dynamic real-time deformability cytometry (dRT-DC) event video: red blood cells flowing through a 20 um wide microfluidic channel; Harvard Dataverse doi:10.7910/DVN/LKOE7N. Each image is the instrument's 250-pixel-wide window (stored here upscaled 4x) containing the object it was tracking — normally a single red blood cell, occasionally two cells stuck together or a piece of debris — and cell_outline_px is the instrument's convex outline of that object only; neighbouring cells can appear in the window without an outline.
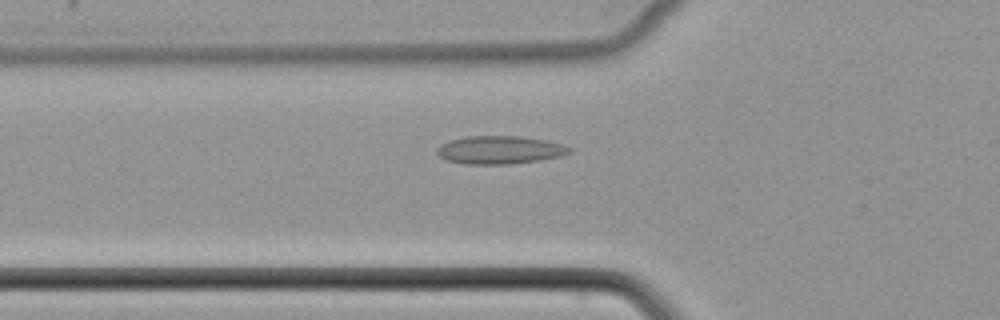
{"species": "common noctule bat (a hibernating species)", "species_latin": "Nyctalus noctula", "temperature_condition": "cold", "stored_images_in_passage": 35, "camera_frame_rate_fps": 3000, "um_per_image_px": 0.085, "animal": {"sex": "female", "body_mass_g": 22.7, "forearm_length_mm": 54.2}, "frame": {"image": 1, "passage_image": 4, "time_ms": 1.0, "image_size_px": [1000, 320], "cell_outline_px": [[572, 152], [560, 156], [540, 160], [508, 164], [464, 164], [448, 160], [440, 156], [436, 152], [436, 148], [440, 144], [448, 140], [464, 136], [520, 136], [544, 140], [564, 144], [572, 148]], "centroid_in_image_um": [42.47, 12.73], "position_along_channel_um": 83.3, "area_um2": 21.79}}
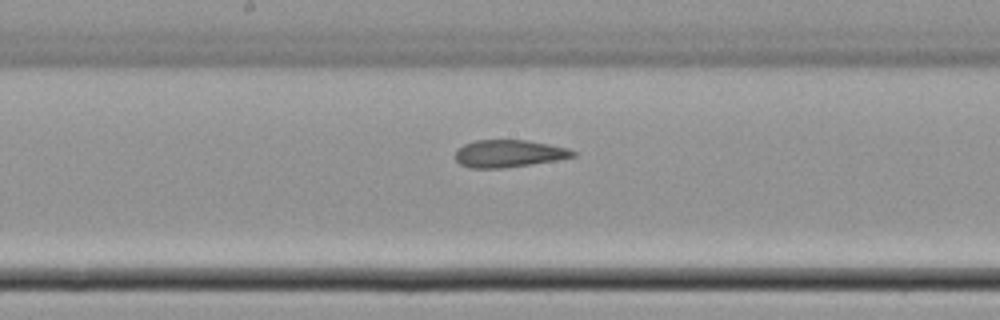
{"frame": {"image": 2, "passage_image": 13, "time_ms": 4.0, "image_size_px": [1000, 320], "cell_outline_px": [[576, 156], [556, 160], [532, 164], [504, 168], [468, 168], [460, 164], [456, 160], [456, 152], [464, 144], [476, 140], [528, 140], [568, 148], [576, 152]], "centroid_in_image_um": [43.26, 13.05], "position_along_channel_um": 204.9, "area_um2": 18.73}}
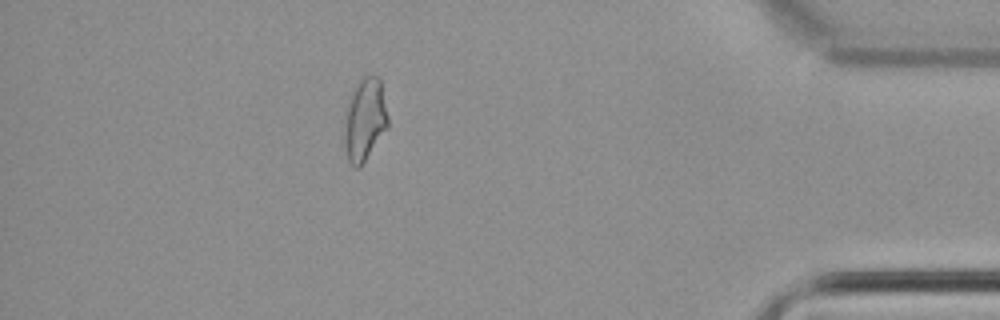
{"frame": {"image": 3, "passage_image": 31, "time_ms": 10.0, "image_size_px": [1000, 320], "cell_outline_px": [[388, 128], [360, 168], [352, 168], [348, 160], [344, 140], [344, 112], [360, 80], [364, 76], [376, 76], [380, 80], [388, 116]], "centroid_in_image_um": [31.0, 10.24], "position_along_channel_um": 404.2, "area_um2": 20.87}}